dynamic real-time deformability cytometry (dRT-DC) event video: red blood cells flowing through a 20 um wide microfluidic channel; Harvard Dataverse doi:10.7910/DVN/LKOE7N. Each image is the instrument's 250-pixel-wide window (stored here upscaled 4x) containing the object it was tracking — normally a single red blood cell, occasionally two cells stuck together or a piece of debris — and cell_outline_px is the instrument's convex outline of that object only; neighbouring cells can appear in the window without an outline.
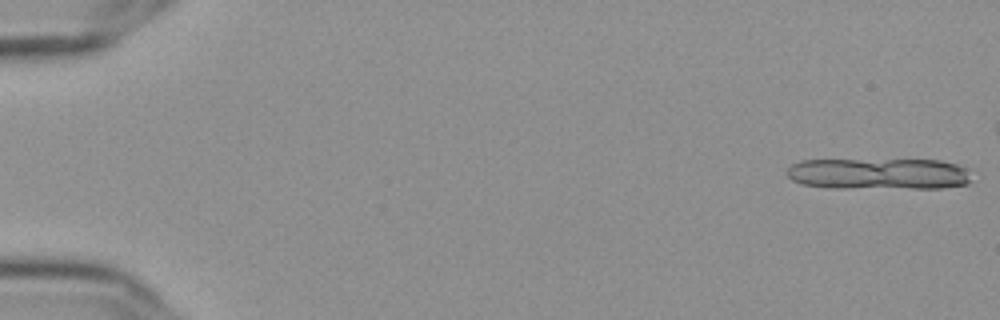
{"species": "Egyptian fruit bat (a non-hibernating species)", "species_latin": "Rousettus aegyptiacus", "temperature_condition": "cold", "stored_images_in_passage": 12, "camera_frame_rate_fps": 3000, "um_per_image_px": 0.085, "frame": {"image": 1, "passage_image": 1, "time_ms": 0.0, "image_size_px": [1000, 320], "cell_outline_px": [[968, 184], [944, 188], [828, 188], [804, 184], [792, 180], [788, 176], [788, 168], [792, 164], [800, 160], [940, 160], [956, 164], [968, 168]], "centroid_in_image_um": [74.7, 14.78], "position_along_channel_um": 10.3, "area_um2": 33.87}}